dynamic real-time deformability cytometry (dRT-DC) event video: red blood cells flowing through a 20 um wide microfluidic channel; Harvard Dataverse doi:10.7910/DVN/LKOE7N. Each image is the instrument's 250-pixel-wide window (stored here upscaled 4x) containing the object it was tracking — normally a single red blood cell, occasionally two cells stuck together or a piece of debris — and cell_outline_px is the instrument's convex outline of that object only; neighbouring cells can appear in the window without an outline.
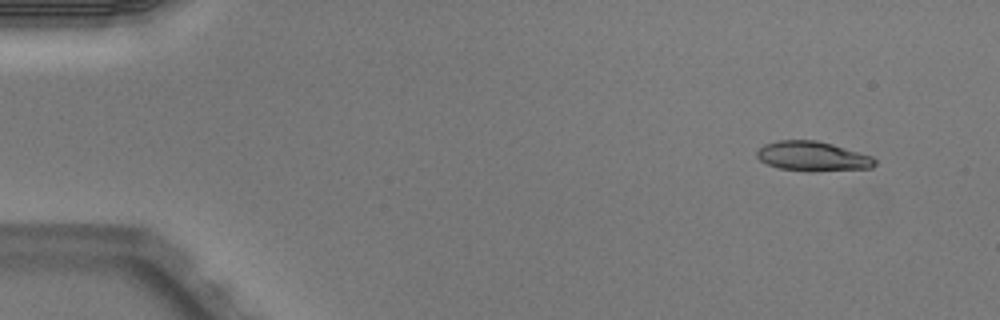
{"species": "Egyptian fruit bat (a non-hibernating species)", "species_latin": "Rousettus aegyptiacus", "temperature_condition": "warm", "stored_images_in_passage": 4, "camera_frame_rate_fps": 3000, "um_per_image_px": 0.085, "animal": {"sex": "male"}, "frame": {"image": 1, "passage_image": 1, "time_ms": 0.0, "image_size_px": [1000, 320], "cell_outline_px": [[876, 164], [872, 168], [812, 172], [780, 168], [768, 164], [760, 160], [756, 156], [756, 152], [764, 144], [776, 140], [816, 140], [832, 144], [872, 156], [876, 160]], "centroid_in_image_um": [69.08, 13.29], "position_along_channel_um": 15.9, "area_um2": 20.46}}
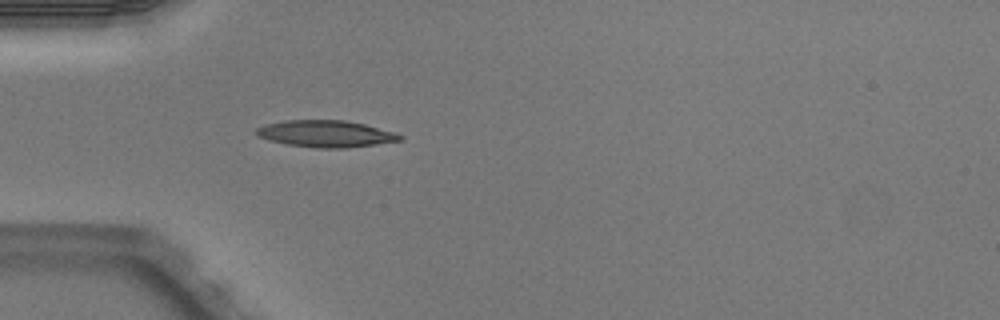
{"frame": {"image": 2, "passage_image": 4, "time_ms": 1.0, "image_size_px": [1000, 320], "cell_outline_px": [[404, 140], [376, 144], [344, 148], [316, 148], [288, 144], [268, 140], [256, 136], [256, 128], [264, 124], [284, 120], [344, 120], [364, 124], [396, 132], [404, 136]], "centroid_in_image_um": [27.7, 11.36], "position_along_channel_um": 57.3, "area_um2": 22.54}}